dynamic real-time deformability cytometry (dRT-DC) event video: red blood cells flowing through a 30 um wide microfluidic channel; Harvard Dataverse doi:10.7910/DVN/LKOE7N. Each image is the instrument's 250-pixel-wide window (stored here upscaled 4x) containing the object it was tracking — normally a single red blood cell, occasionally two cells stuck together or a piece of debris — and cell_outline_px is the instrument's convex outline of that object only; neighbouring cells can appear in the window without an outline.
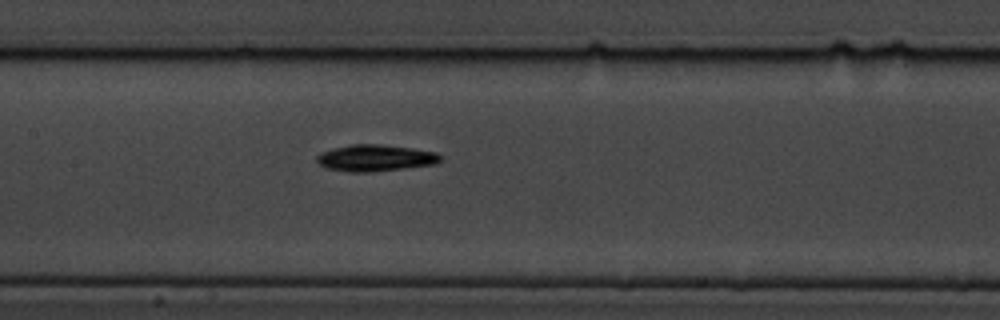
{"species": "common noctule bat (a hibernating species)", "species_latin": "Nyctalus noctula", "temperature_condition": "cold", "stored_images_in_passage": 8, "camera_frame_rate_fps": 3000, "um_per_image_px": 0.085, "animal": {"sex": "male", "body_mass_g": 19.5, "forearm_length_mm": 54.6}, "frame": {"image": 1, "passage_image": 8, "time_ms": 8.667, "image_size_px": [1000, 320], "cell_outline_px": [[444, 156], [436, 164], [368, 172], [348, 172], [328, 168], [320, 164], [316, 160], [316, 156], [320, 152], [332, 148], [352, 144], [380, 144], [412, 148], [436, 152]], "centroid_in_image_um": [31.9, 13.41], "position_along_channel_um": 175.5, "area_um2": 19.13}}